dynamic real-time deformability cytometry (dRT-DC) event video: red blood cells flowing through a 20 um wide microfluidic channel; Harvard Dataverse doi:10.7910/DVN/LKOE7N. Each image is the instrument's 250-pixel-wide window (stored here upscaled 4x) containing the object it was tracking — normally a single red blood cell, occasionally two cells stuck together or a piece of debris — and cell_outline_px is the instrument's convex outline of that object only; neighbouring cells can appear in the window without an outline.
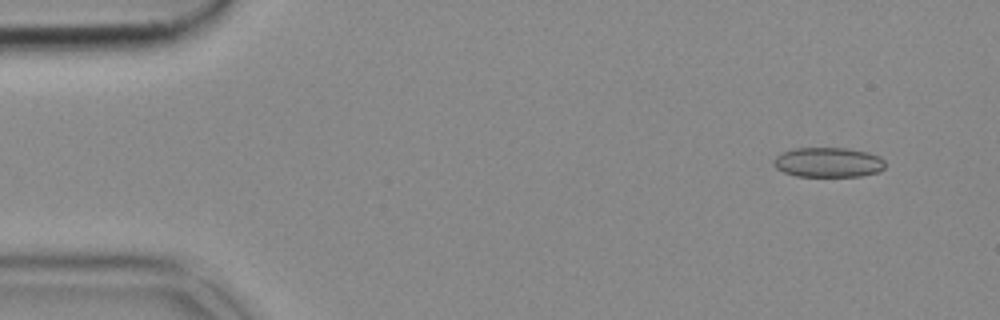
{"species": "common noctule bat (a hibernating species)", "species_latin": "Nyctalus noctula", "temperature_condition": "cold", "stored_images_in_passage": 52, "camera_frame_rate_fps": 3000, "um_per_image_px": 0.085, "animal": {"sex": "female", "body_mass_g": 18.4}, "frame": {"image": 1, "passage_image": 4, "time_ms": 1.0, "image_size_px": [1000, 320], "cell_outline_px": [[884, 168], [880, 172], [860, 176], [796, 176], [784, 172], [776, 168], [772, 164], [772, 160], [776, 156], [784, 152], [796, 148], [848, 148], [868, 152], [880, 156], [884, 160]], "centroid_in_image_um": [70.41, 13.8], "position_along_channel_um": 14.6, "area_um2": 19.48}}
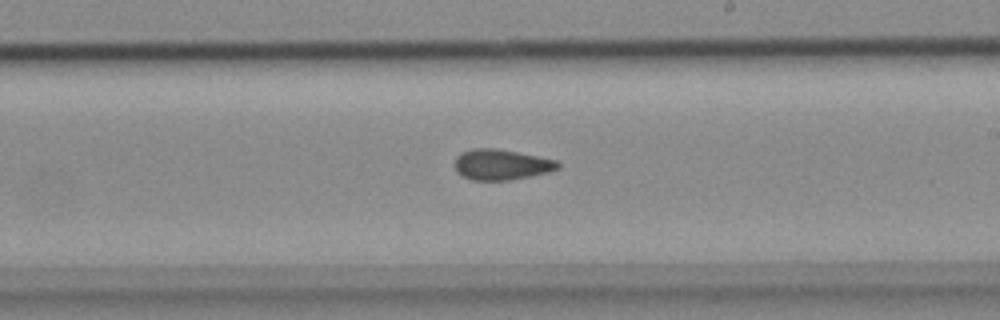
{"frame": {"image": 2, "passage_image": 30, "time_ms": 9.667, "image_size_px": [1000, 320], "cell_outline_px": [[560, 168], [548, 172], [508, 180], [472, 180], [456, 172], [456, 156], [460, 152], [472, 148], [496, 148], [556, 160], [560, 164]], "centroid_in_image_um": [42.59, 13.98], "position_along_channel_um": 246.4, "area_um2": 18.21}}
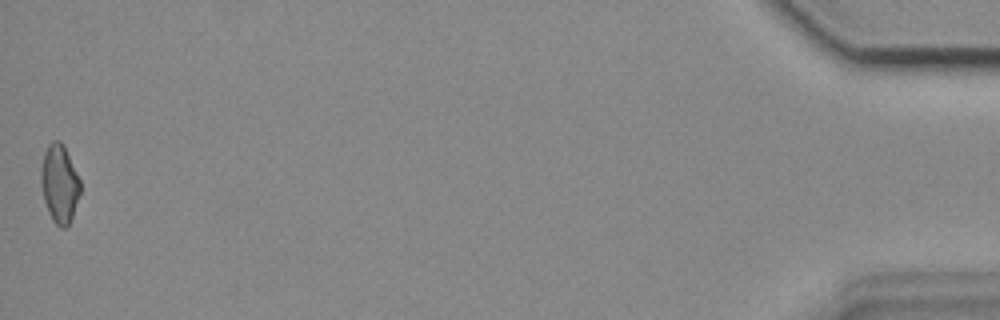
{"frame": {"image": 3, "passage_image": 52, "time_ms": 17.0, "image_size_px": [1000, 320], "cell_outline_px": [[80, 192], [72, 216], [68, 224], [64, 228], [60, 228], [52, 220], [48, 212], [44, 200], [40, 184], [40, 172], [44, 152], [48, 144], [52, 140], [60, 140], [64, 144], [80, 180]], "centroid_in_image_um": [5.03, 15.58], "position_along_channel_um": 430.2, "area_um2": 17.98}}